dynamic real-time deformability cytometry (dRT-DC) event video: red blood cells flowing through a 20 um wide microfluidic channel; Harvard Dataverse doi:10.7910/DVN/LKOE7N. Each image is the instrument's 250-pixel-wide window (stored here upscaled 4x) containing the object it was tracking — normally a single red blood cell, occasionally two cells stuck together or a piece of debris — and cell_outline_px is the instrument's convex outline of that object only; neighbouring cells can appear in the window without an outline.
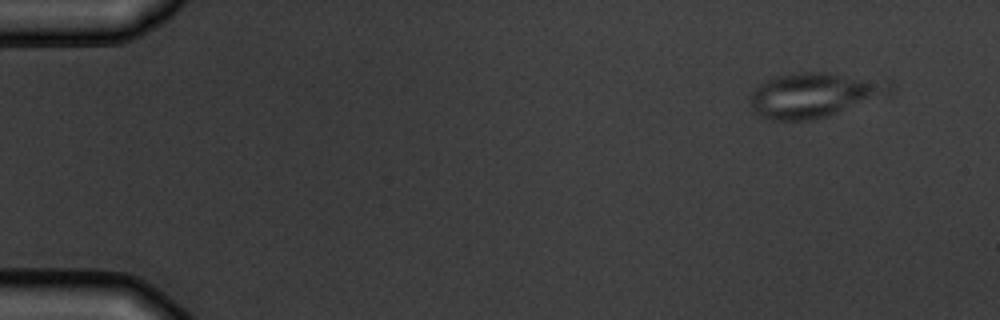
{"species": "common noctule bat (a hibernating species)", "species_latin": "Nyctalus noctula", "temperature_condition": "warm", "stored_images_in_passage": 8, "camera_frame_rate_fps": 3000, "um_per_image_px": 0.085, "animal": {"sex": "male", "body_mass_g": 19.5, "forearm_length_mm": 54.6}, "frame": {"image": 1, "passage_image": 1, "time_ms": 0.0, "image_size_px": [1000, 320], "cell_outline_px": [[896, 92], [888, 96], [828, 116], [812, 120], [772, 120], [756, 112], [752, 108], [748, 100], [752, 92], [760, 84], [776, 76], [800, 72], [824, 72], [892, 80], [896, 88]], "centroid_in_image_um": [69.35, 8.06], "position_along_channel_um": 15.7, "area_um2": 37.11}}